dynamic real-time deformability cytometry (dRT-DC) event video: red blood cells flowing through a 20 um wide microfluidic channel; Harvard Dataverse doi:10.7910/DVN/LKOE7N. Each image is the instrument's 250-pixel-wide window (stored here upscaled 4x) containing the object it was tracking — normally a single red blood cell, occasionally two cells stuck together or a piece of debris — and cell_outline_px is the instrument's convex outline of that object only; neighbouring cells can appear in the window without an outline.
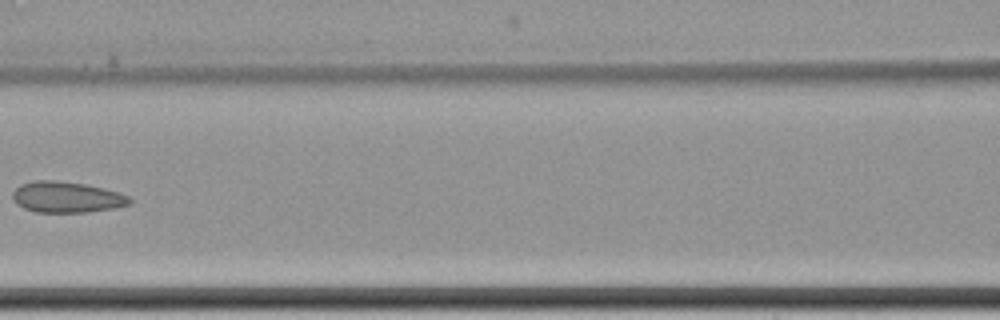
{"species": "common noctule bat (a hibernating species)", "species_latin": "Nyctalus noctula", "temperature_condition": "cold", "stored_images_in_passage": 13, "camera_frame_rate_fps": 3000, "um_per_image_px": 0.085, "animal": {"sex": "female", "body_mass_g": 22.7, "forearm_length_mm": 54.2}, "frame": {"image": 1, "passage_image": 8, "time_ms": 10.0, "image_size_px": [1000, 320], "cell_outline_px": [[132, 204], [116, 208], [88, 212], [36, 212], [24, 208], [16, 204], [12, 200], [12, 192], [20, 184], [32, 180], [56, 180], [84, 184], [104, 188], [128, 196], [132, 200]], "centroid_in_image_um": [5.64, 16.76], "position_along_channel_um": 161.0, "area_um2": 21.33}}
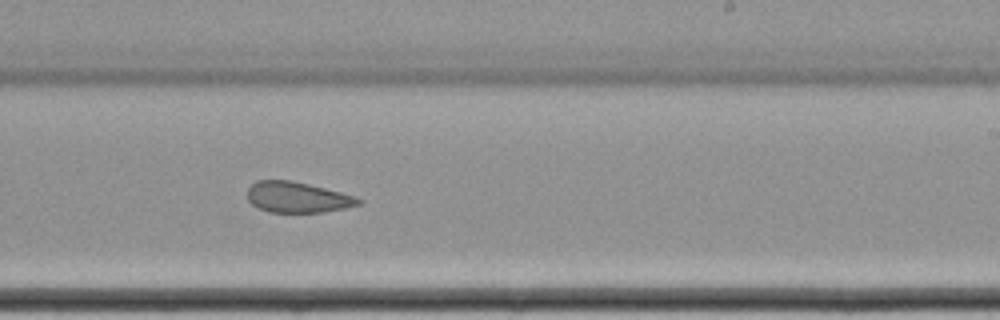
{"frame": {"image": 2, "passage_image": 11, "time_ms": 13.0, "image_size_px": [1000, 320], "cell_outline_px": [[364, 200], [360, 204], [344, 208], [324, 212], [268, 212], [252, 204], [248, 200], [248, 188], [256, 180], [292, 180], [356, 196]], "centroid_in_image_um": [25.29, 16.76], "position_along_channel_um": 263.7, "area_um2": 19.83}}
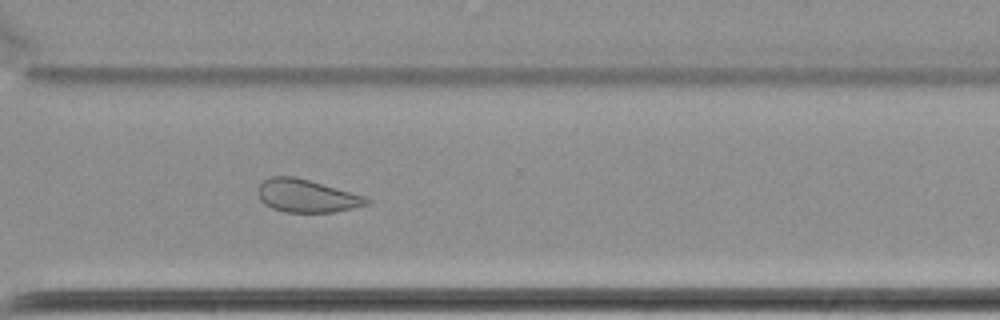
{"frame": {"image": 3, "passage_image": 13, "time_ms": 15.333, "image_size_px": [1000, 320], "cell_outline_px": [[372, 200], [368, 204], [336, 212], [284, 212], [272, 208], [264, 204], [260, 200], [256, 188], [268, 176], [296, 176], [364, 196]], "centroid_in_image_um": [26.02, 16.64], "position_along_channel_um": 344.6, "area_um2": 20.92}}